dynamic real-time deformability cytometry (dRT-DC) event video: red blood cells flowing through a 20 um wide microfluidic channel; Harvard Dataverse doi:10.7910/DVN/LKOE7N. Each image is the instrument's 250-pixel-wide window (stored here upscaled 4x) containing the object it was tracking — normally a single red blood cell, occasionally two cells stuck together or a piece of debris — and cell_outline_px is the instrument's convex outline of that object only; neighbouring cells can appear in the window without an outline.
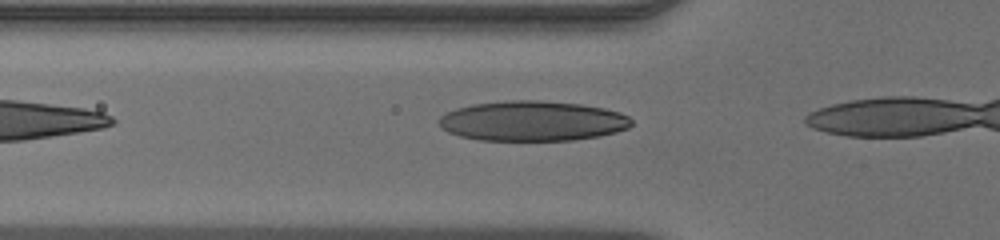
{"species": "human", "species_latin": "Homo sapiens", "temperature_condition": "warm", "stored_images_in_passage": 4, "camera_frame_rate_fps": 3000, "um_per_image_px": 0.085, "donor": {"sex": "male"}, "frame": {"image": 1, "passage_image": 2, "time_ms": 0.333, "image_size_px": [1000, 240], "cell_outline_px": [[632, 124], [628, 128], [616, 132], [600, 136], [572, 140], [480, 140], [460, 136], [448, 132], [440, 128], [440, 116], [456, 108], [472, 104], [508, 100], [540, 100], [580, 104], [604, 108], [620, 112], [628, 116], [632, 120]], "centroid_in_image_um": [45.27, 10.28], "position_along_channel_um": 80.5, "area_um2": 45.03}}